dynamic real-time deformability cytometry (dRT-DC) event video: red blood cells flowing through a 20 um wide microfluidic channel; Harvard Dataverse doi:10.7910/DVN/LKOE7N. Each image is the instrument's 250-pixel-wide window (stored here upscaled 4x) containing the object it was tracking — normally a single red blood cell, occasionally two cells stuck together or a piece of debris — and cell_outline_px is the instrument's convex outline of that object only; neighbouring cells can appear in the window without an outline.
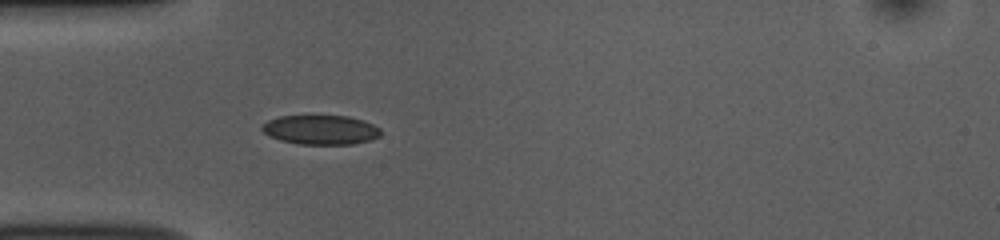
{"species": "common noctule bat (a hibernating species)", "species_latin": "Nyctalus noctula", "temperature_condition": "room temperature", "stored_images_in_passage": 52, "camera_frame_rate_fps": 3000, "um_per_image_px": 0.085, "animal": {"sex": "female", "body_mass_g": 10.0, "forearm_length_mm": 53.1}, "frame": {"image": 1, "passage_image": 15, "time_ms": 4.667, "image_size_px": [1000, 240], "cell_outline_px": [[380, 136], [372, 140], [352, 144], [300, 144], [280, 140], [264, 132], [260, 128], [268, 120], [280, 116], [348, 116], [364, 120], [380, 128]], "centroid_in_image_um": [27.29, 11.03], "position_along_channel_um": 57.7, "area_um2": 20.23}}
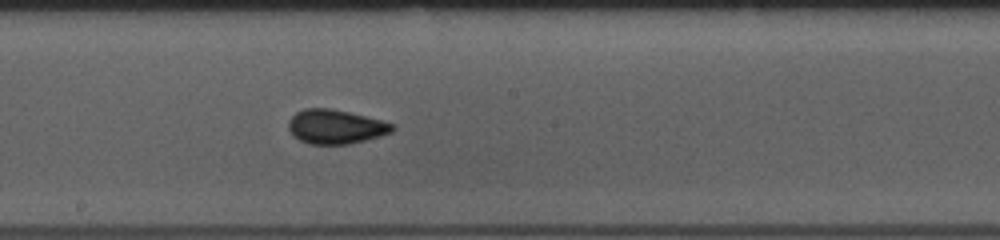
{"frame": {"image": 2, "passage_image": 28, "time_ms": 9.0, "image_size_px": [1000, 240], "cell_outline_px": [[396, 128], [392, 132], [380, 136], [348, 144], [308, 144], [300, 140], [288, 128], [288, 120], [296, 112], [304, 108], [332, 108], [396, 124]], "centroid_in_image_um": [28.53, 10.76], "position_along_channel_um": 219.7, "area_um2": 20.63}}
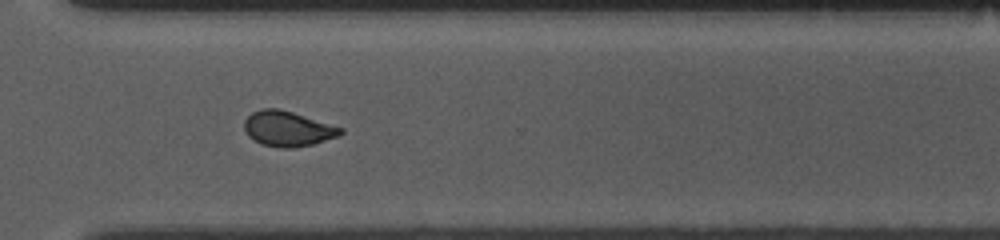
{"frame": {"image": 3, "passage_image": 38, "time_ms": 12.333, "image_size_px": [1000, 240], "cell_outline_px": [[344, 132], [340, 136], [312, 144], [292, 148], [280, 148], [260, 144], [248, 136], [244, 128], [244, 120], [252, 112], [260, 108], [280, 108], [344, 128]], "centroid_in_image_um": [24.45, 10.94], "position_along_channel_um": 346.1, "area_um2": 19.94}, "authors_computed_cell_mechanics": {"area_um2": 19.941, "velocity_mm_per_s": 3.807, "shape_relaxation_time_tau1_ms": 4.9144, "shape_relaxation_time_tau2_ms": 1.1587, "deformation_change_tau1": 0.1032, "deformation_change_tau2": 0.0443}}